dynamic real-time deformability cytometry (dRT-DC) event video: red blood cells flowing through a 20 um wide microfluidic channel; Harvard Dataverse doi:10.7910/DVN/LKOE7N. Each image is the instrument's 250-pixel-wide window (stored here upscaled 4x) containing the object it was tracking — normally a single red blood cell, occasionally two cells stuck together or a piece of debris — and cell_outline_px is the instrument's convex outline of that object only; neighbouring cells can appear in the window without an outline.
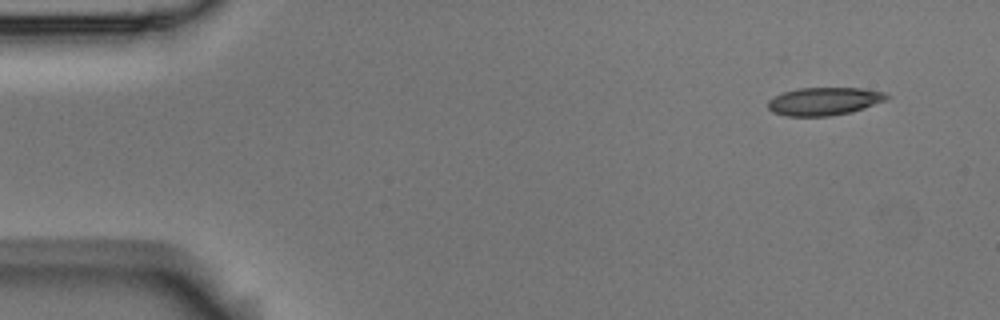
{"species": "Egyptian fruit bat (a non-hibernating species)", "species_latin": "Rousettus aegyptiacus", "temperature_condition": "room temperature", "stored_images_in_passage": 4, "camera_frame_rate_fps": 3000, "um_per_image_px": 0.085, "animal": {"sex": "male"}, "frame": {"image": 1, "passage_image": 1, "time_ms": 0.0, "image_size_px": [1000, 320], "cell_outline_px": [[892, 96], [888, 100], [852, 112], [828, 116], [784, 116], [772, 112], [768, 108], [768, 100], [784, 92], [796, 88], [864, 88], [884, 92]], "centroid_in_image_um": [70.09, 8.61], "position_along_channel_um": 14.9, "area_um2": 19.54}}
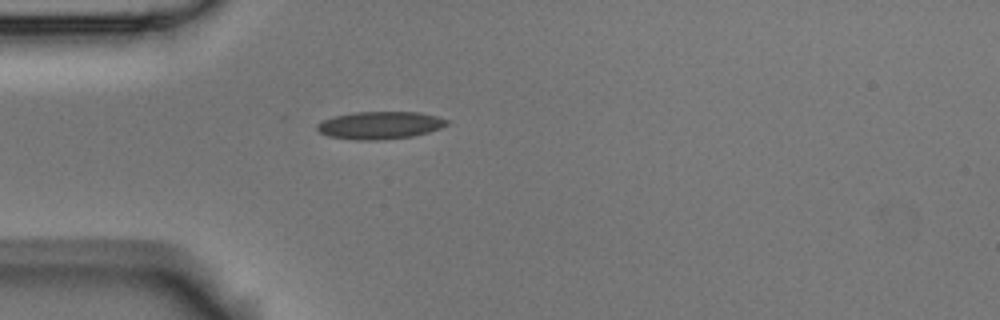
{"frame": {"image": 2, "passage_image": 4, "time_ms": 1.0, "image_size_px": [1000, 320], "cell_outline_px": [[452, 120], [448, 124], [440, 128], [428, 132], [412, 136], [384, 140], [356, 140], [328, 136], [320, 132], [316, 128], [316, 124], [332, 116], [352, 112], [420, 112]], "centroid_in_image_um": [32.3, 10.64], "position_along_channel_um": 52.7, "area_um2": 21.04}}